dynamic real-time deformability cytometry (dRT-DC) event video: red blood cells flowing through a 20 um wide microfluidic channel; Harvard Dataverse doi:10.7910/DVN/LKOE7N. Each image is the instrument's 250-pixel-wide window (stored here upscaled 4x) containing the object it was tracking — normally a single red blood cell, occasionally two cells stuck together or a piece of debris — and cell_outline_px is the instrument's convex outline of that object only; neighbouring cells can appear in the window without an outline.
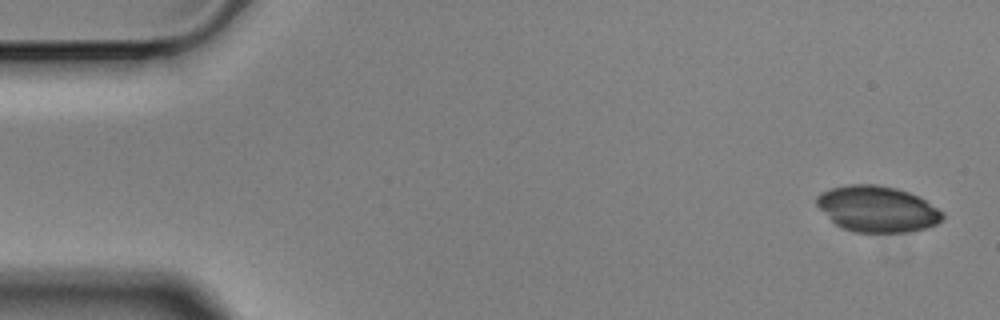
{"species": "Egyptian fruit bat (a non-hibernating species)", "species_latin": "Rousettus aegyptiacus", "temperature_condition": "cold", "stored_images_in_passage": 6, "camera_frame_rate_fps": 3000, "um_per_image_px": 0.085, "animal": {"sex": "male"}, "frame": {"image": 1, "passage_image": 1, "time_ms": 0.0, "image_size_px": [1000, 320], "cell_outline_px": [[944, 216], [936, 224], [924, 228], [908, 232], [852, 232], [836, 224], [816, 204], [816, 196], [832, 188], [848, 184], [876, 184], [896, 188], [920, 196], [944, 212]], "centroid_in_image_um": [74.59, 17.75], "position_along_channel_um": 10.4, "area_um2": 33.58}}
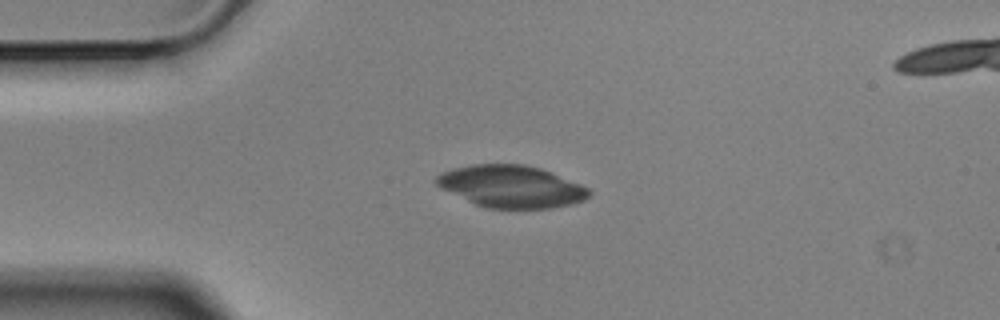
{"frame": {"image": 2, "passage_image": 4, "time_ms": 1.0, "image_size_px": [1000, 320], "cell_outline_px": [[592, 192], [584, 200], [572, 204], [552, 208], [484, 208], [440, 188], [436, 184], [436, 176], [440, 172], [452, 168], [472, 164], [524, 164], [540, 168], [552, 172], [580, 184], [588, 188]], "centroid_in_image_um": [43.44, 15.84], "position_along_channel_um": 41.6, "area_um2": 37.57}}